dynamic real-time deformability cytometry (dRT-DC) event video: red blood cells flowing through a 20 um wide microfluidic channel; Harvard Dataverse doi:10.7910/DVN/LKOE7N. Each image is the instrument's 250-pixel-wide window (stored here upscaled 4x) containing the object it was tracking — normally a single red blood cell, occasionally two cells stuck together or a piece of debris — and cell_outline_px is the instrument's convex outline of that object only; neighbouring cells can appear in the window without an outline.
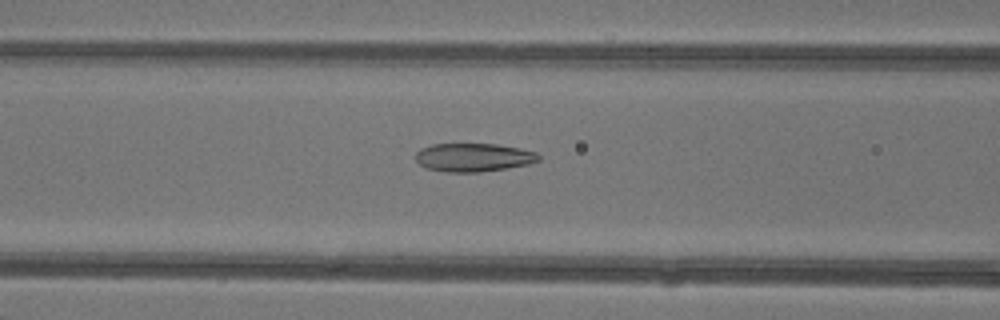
{"species": "common noctule bat (a hibernating species)", "species_latin": "Nyctalus noctula", "temperature_condition": "warm", "stored_images_in_passage": 48, "camera_frame_rate_fps": 3000, "um_per_image_px": 0.085, "animal": {"sex": "female"}, "frame": {"image": 1, "passage_image": 21, "time_ms": 6.667, "image_size_px": [1000, 320], "cell_outline_px": [[540, 160], [528, 164], [480, 172], [444, 172], [428, 168], [420, 164], [416, 160], [416, 152], [420, 148], [432, 144], [496, 144], [520, 148], [536, 152], [540, 156]], "centroid_in_image_um": [40.24, 13.37], "position_along_channel_um": 126.4, "area_um2": 20.29}}
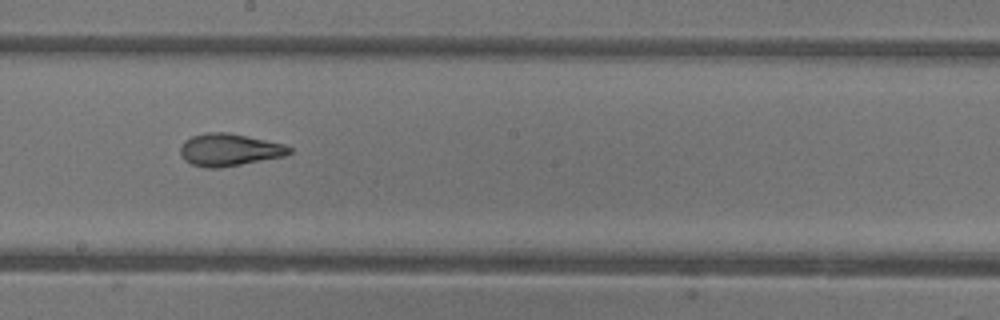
{"frame": {"image": 2, "passage_image": 28, "time_ms": 9.0, "image_size_px": [1000, 320], "cell_outline_px": [[292, 152], [284, 156], [220, 168], [204, 168], [192, 164], [184, 160], [180, 156], [180, 148], [184, 140], [192, 136], [204, 132], [228, 132], [284, 144], [292, 148]], "centroid_in_image_um": [19.45, 12.73], "position_along_channel_um": 228.7, "area_um2": 20.63}}
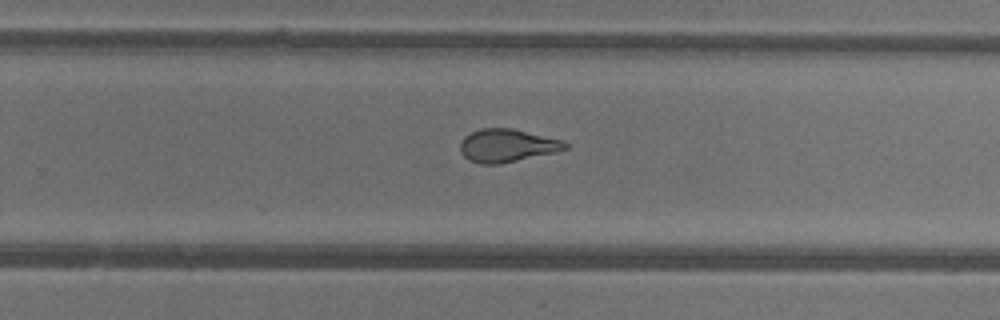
{"frame": {"image": 3, "passage_image": 32, "time_ms": 10.333, "image_size_px": [1000, 320], "cell_outline_px": [[568, 148], [556, 152], [500, 164], [480, 164], [468, 160], [460, 152], [460, 140], [464, 136], [480, 128], [512, 128], [564, 140], [568, 144]], "centroid_in_image_um": [43.09, 12.37], "position_along_channel_um": 286.7, "area_um2": 20.4}, "authors_computed_cell_mechanics": {"area_um2": 22.6576, "velocity_mm_per_s": 4.3802, "shape_relaxation_time_tau1_ms": 8.5683, "shape_relaxation_time_tau2_ms": 1.2525, "deformation_change_tau1": 0.2647, "deformation_change_tau2": 0.084}}